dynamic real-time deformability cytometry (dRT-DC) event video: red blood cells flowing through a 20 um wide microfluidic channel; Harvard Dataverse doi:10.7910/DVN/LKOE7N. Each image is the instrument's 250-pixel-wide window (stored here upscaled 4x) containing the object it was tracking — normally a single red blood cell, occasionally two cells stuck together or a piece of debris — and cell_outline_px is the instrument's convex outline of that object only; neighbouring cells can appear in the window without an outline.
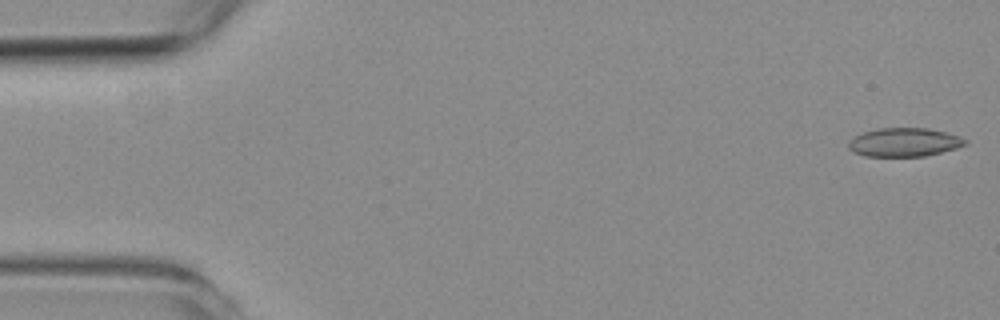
{"species": "common noctule bat (a hibernating species)", "species_latin": "Nyctalus noctula", "temperature_condition": "room temperature", "stored_images_in_passage": 51, "camera_frame_rate_fps": 3000, "um_per_image_px": 0.085, "animal": {"sex": "female", "body_mass_g": 19.3, "forearm_length_mm": 54.1}, "frame": {"image": 1, "passage_image": 1, "time_ms": 0.0, "image_size_px": [1000, 320], "cell_outline_px": [[968, 144], [956, 148], [924, 156], [864, 156], [852, 152], [848, 148], [848, 144], [856, 136], [864, 132], [876, 128], [928, 128], [960, 136], [968, 140]], "centroid_in_image_um": [76.87, 12.09], "position_along_channel_um": 8.1, "area_um2": 19.42}}
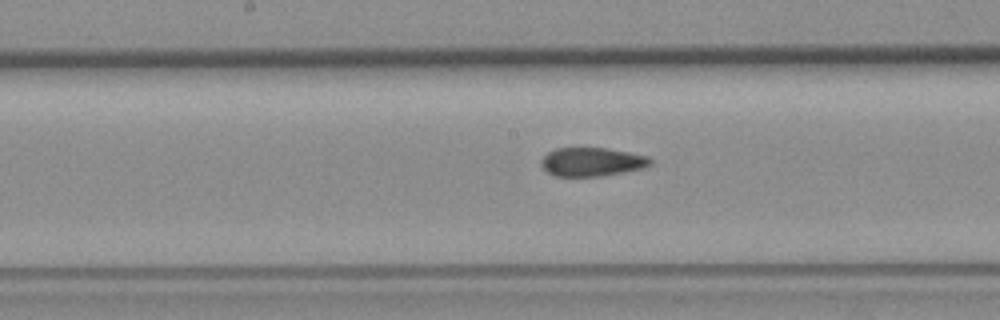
{"frame": {"image": 2, "passage_image": 28, "time_ms": 9.0, "image_size_px": [1000, 320], "cell_outline_px": [[652, 164], [644, 168], [624, 172], [600, 176], [556, 176], [548, 172], [540, 164], [540, 160], [548, 152], [556, 148], [604, 148], [628, 152], [648, 156], [652, 160]], "centroid_in_image_um": [50.32, 13.76], "position_along_channel_um": 197.9, "area_um2": 18.21}}
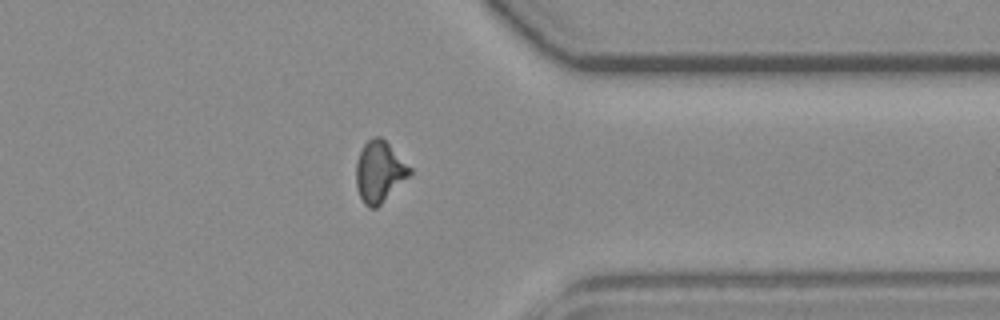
{"frame": {"image": 3, "passage_image": 44, "time_ms": 14.333, "image_size_px": [1000, 320], "cell_outline_px": [[412, 172], [376, 208], [368, 208], [364, 204], [356, 188], [356, 164], [360, 152], [364, 144], [372, 136], [380, 136], [412, 168]], "centroid_in_image_um": [32.22, 14.59], "position_along_channel_um": 379.2, "area_um2": 18.79}, "authors_computed_cell_mechanics": {"area_um2": 19.363, "velocity_mm_per_s": 3.5655, "shape_relaxation_time_tau1_ms": null, "shape_relaxation_time_tau2_ms": 2.3938, "deformation_change_tau1": null, "deformation_change_tau2": 0.0762}}